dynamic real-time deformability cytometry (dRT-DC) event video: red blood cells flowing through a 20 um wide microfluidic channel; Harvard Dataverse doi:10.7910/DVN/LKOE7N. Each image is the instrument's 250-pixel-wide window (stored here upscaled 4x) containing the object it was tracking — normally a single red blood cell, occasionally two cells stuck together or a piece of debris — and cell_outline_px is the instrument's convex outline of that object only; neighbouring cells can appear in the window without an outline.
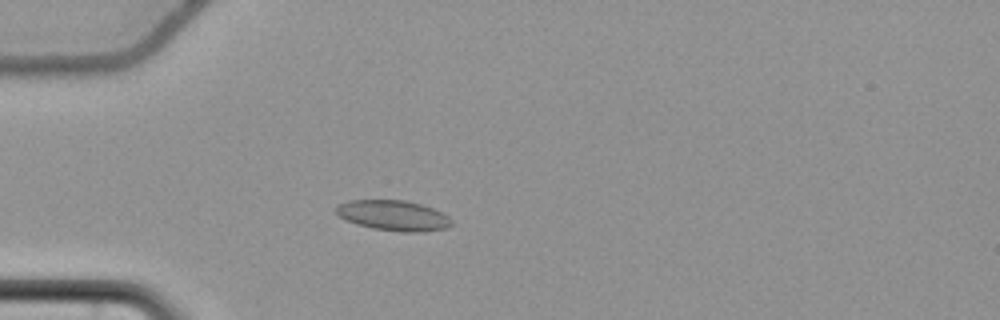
{"species": "common noctule bat (a hibernating species)", "species_latin": "Nyctalus noctula", "temperature_condition": "cold", "stored_images_in_passage": 58, "camera_frame_rate_fps": 3000, "um_per_image_px": 0.085, "animal": {"sex": "female", "body_mass_g": 22.7, "forearm_length_mm": 54.2}, "frame": {"image": 1, "passage_image": 18, "time_ms": 5.667, "image_size_px": [1000, 320], "cell_outline_px": [[452, 224], [448, 228], [420, 232], [404, 232], [372, 228], [356, 224], [340, 216], [336, 212], [336, 204], [348, 200], [404, 200], [420, 204], [432, 208], [448, 216], [452, 220]], "centroid_in_image_um": [33.43, 18.31], "position_along_channel_um": 51.6, "area_um2": 20.35}}
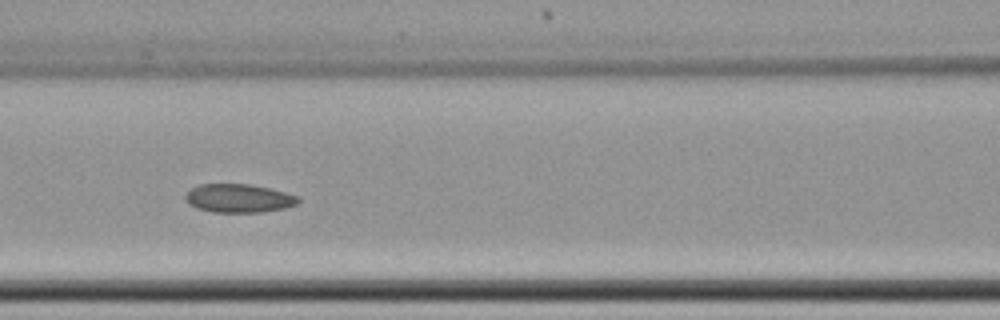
{"frame": {"image": 2, "passage_image": 27, "time_ms": 8.667, "image_size_px": [1000, 320], "cell_outline_px": [[300, 200], [296, 204], [284, 208], [260, 212], [212, 212], [196, 208], [184, 200], [184, 196], [192, 188], [200, 184], [252, 184], [300, 196]], "centroid_in_image_um": [20.28, 16.85], "position_along_channel_um": 146.3, "area_um2": 18.73}}
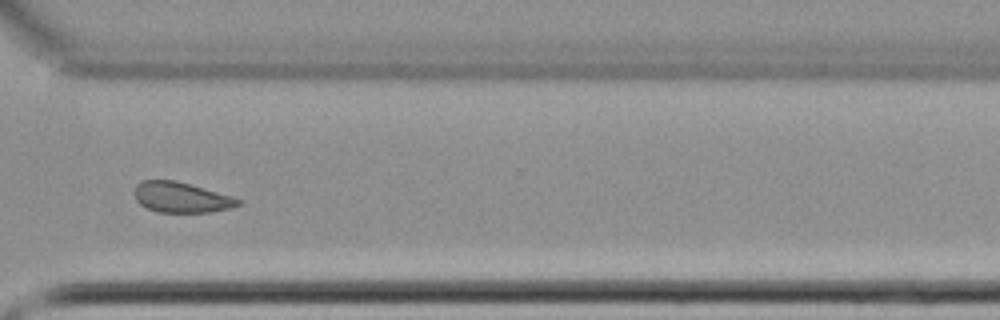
{"frame": {"image": 3, "passage_image": 44, "time_ms": 14.333, "image_size_px": [1000, 320], "cell_outline_px": [[244, 200], [240, 204], [232, 208], [212, 212], [156, 212], [140, 204], [136, 200], [132, 192], [136, 184], [140, 180], [176, 180], [232, 196]], "centroid_in_image_um": [15.39, 16.77], "position_along_channel_um": 355.2, "area_um2": 18.67}, "authors_computed_cell_mechanics": {"area_um2": 19.4786, "velocity_mm_per_s": 3.6756, "shape_relaxation_time_tau1_ms": null, "shape_relaxation_time_tau2_ms": 7.5931, "deformation_change_tau1": null, "deformation_change_tau2": 0.1279}}